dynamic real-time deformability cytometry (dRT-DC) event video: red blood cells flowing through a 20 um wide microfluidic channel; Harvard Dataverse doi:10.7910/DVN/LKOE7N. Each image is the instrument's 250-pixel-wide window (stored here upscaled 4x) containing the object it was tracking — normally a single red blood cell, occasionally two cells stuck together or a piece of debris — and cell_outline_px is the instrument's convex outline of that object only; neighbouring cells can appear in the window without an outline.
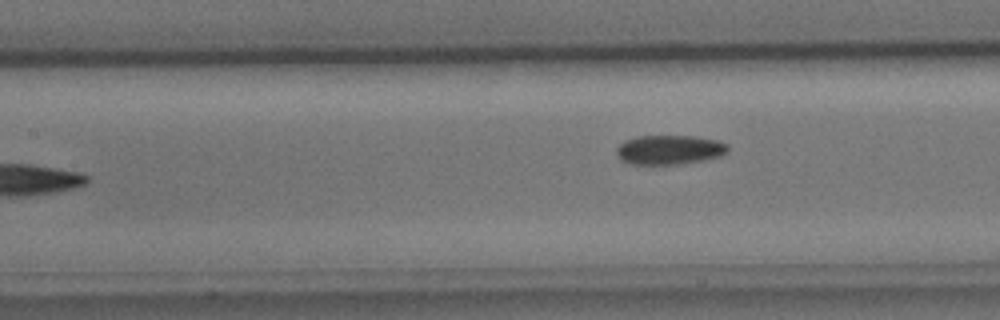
{"species": "common noctule bat (a hibernating species)", "species_latin": "Nyctalus noctula", "temperature_condition": "cold", "stored_images_in_passage": 7, "camera_frame_rate_fps": 3000, "um_per_image_px": 0.085, "animal": {"sex": "male", "body_mass_g": 15.6}, "frame": {"image": 1, "passage_image": 7, "time_ms": 7.667, "image_size_px": [1000, 320], "cell_outline_px": [[728, 152], [720, 156], [700, 160], [676, 164], [628, 164], [620, 160], [616, 152], [616, 148], [624, 140], [636, 136], [696, 136], [720, 140], [728, 144]], "centroid_in_image_um": [56.89, 12.72], "position_along_channel_um": 150.5, "area_um2": 19.19}}